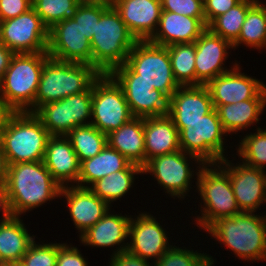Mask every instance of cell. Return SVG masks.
I'll use <instances>...</instances> for the list:
<instances>
[{"instance_id":"cell-1","label":"cell","mask_w":266,"mask_h":266,"mask_svg":"<svg viewBox=\"0 0 266 266\" xmlns=\"http://www.w3.org/2000/svg\"><path fill=\"white\" fill-rule=\"evenodd\" d=\"M61 186L43 161L8 165L6 192L12 216H20L47 201L60 198Z\"/></svg>"},{"instance_id":"cell-2","label":"cell","mask_w":266,"mask_h":266,"mask_svg":"<svg viewBox=\"0 0 266 266\" xmlns=\"http://www.w3.org/2000/svg\"><path fill=\"white\" fill-rule=\"evenodd\" d=\"M206 232L238 258L250 262L266 260L265 215L241 212L215 221Z\"/></svg>"},{"instance_id":"cell-3","label":"cell","mask_w":266,"mask_h":266,"mask_svg":"<svg viewBox=\"0 0 266 266\" xmlns=\"http://www.w3.org/2000/svg\"><path fill=\"white\" fill-rule=\"evenodd\" d=\"M47 52L15 53L0 83V99L14 112L34 113L38 90Z\"/></svg>"},{"instance_id":"cell-4","label":"cell","mask_w":266,"mask_h":266,"mask_svg":"<svg viewBox=\"0 0 266 266\" xmlns=\"http://www.w3.org/2000/svg\"><path fill=\"white\" fill-rule=\"evenodd\" d=\"M137 41L111 5L96 22V29L90 41L92 67L100 74H109L116 67L125 64Z\"/></svg>"},{"instance_id":"cell-5","label":"cell","mask_w":266,"mask_h":266,"mask_svg":"<svg viewBox=\"0 0 266 266\" xmlns=\"http://www.w3.org/2000/svg\"><path fill=\"white\" fill-rule=\"evenodd\" d=\"M100 73L90 64L59 61L49 57L41 72L34 112L42 105L87 91Z\"/></svg>"},{"instance_id":"cell-6","label":"cell","mask_w":266,"mask_h":266,"mask_svg":"<svg viewBox=\"0 0 266 266\" xmlns=\"http://www.w3.org/2000/svg\"><path fill=\"white\" fill-rule=\"evenodd\" d=\"M196 190L204 203L201 216H197V227L207 230L215 221L240 214L229 174L218 164L197 166ZM199 225V226H198Z\"/></svg>"},{"instance_id":"cell-7","label":"cell","mask_w":266,"mask_h":266,"mask_svg":"<svg viewBox=\"0 0 266 266\" xmlns=\"http://www.w3.org/2000/svg\"><path fill=\"white\" fill-rule=\"evenodd\" d=\"M50 137L34 113L14 112L0 135L8 165L43 161Z\"/></svg>"},{"instance_id":"cell-8","label":"cell","mask_w":266,"mask_h":266,"mask_svg":"<svg viewBox=\"0 0 266 266\" xmlns=\"http://www.w3.org/2000/svg\"><path fill=\"white\" fill-rule=\"evenodd\" d=\"M125 64L135 73V81H144L168 98L180 87L174 78L166 46L138 40Z\"/></svg>"},{"instance_id":"cell-9","label":"cell","mask_w":266,"mask_h":266,"mask_svg":"<svg viewBox=\"0 0 266 266\" xmlns=\"http://www.w3.org/2000/svg\"><path fill=\"white\" fill-rule=\"evenodd\" d=\"M174 125L179 131L180 149L185 153L197 156L204 164L219 163L226 158L223 140L227 133L216 109L196 122Z\"/></svg>"},{"instance_id":"cell-10","label":"cell","mask_w":266,"mask_h":266,"mask_svg":"<svg viewBox=\"0 0 266 266\" xmlns=\"http://www.w3.org/2000/svg\"><path fill=\"white\" fill-rule=\"evenodd\" d=\"M91 118V124L105 134L133 118L122 88L109 74H100L92 84Z\"/></svg>"},{"instance_id":"cell-11","label":"cell","mask_w":266,"mask_h":266,"mask_svg":"<svg viewBox=\"0 0 266 266\" xmlns=\"http://www.w3.org/2000/svg\"><path fill=\"white\" fill-rule=\"evenodd\" d=\"M91 109L92 86L87 91L46 103L40 106L34 115L51 136H66L77 126L91 124Z\"/></svg>"},{"instance_id":"cell-12","label":"cell","mask_w":266,"mask_h":266,"mask_svg":"<svg viewBox=\"0 0 266 266\" xmlns=\"http://www.w3.org/2000/svg\"><path fill=\"white\" fill-rule=\"evenodd\" d=\"M189 158V159H188ZM194 160L199 166L204 163L195 155L185 153L182 150L164 154L150 159L143 167L142 173H152L151 176L166 190L172 198H183L189 193L194 175V170L189 167L188 161Z\"/></svg>"},{"instance_id":"cell-13","label":"cell","mask_w":266,"mask_h":266,"mask_svg":"<svg viewBox=\"0 0 266 266\" xmlns=\"http://www.w3.org/2000/svg\"><path fill=\"white\" fill-rule=\"evenodd\" d=\"M109 75L122 88L133 117L168 115L169 98L144 81H135V73L126 64L116 67Z\"/></svg>"},{"instance_id":"cell-14","label":"cell","mask_w":266,"mask_h":266,"mask_svg":"<svg viewBox=\"0 0 266 266\" xmlns=\"http://www.w3.org/2000/svg\"><path fill=\"white\" fill-rule=\"evenodd\" d=\"M48 28L33 8L0 21V42L14 53L47 52Z\"/></svg>"},{"instance_id":"cell-15","label":"cell","mask_w":266,"mask_h":266,"mask_svg":"<svg viewBox=\"0 0 266 266\" xmlns=\"http://www.w3.org/2000/svg\"><path fill=\"white\" fill-rule=\"evenodd\" d=\"M49 57L67 62L86 63L92 66V49L88 38L73 18L54 24L48 30Z\"/></svg>"},{"instance_id":"cell-16","label":"cell","mask_w":266,"mask_h":266,"mask_svg":"<svg viewBox=\"0 0 266 266\" xmlns=\"http://www.w3.org/2000/svg\"><path fill=\"white\" fill-rule=\"evenodd\" d=\"M228 158L218 164L229 174L231 187L242 212H256L266 204V171L244 163H230Z\"/></svg>"},{"instance_id":"cell-17","label":"cell","mask_w":266,"mask_h":266,"mask_svg":"<svg viewBox=\"0 0 266 266\" xmlns=\"http://www.w3.org/2000/svg\"><path fill=\"white\" fill-rule=\"evenodd\" d=\"M128 238L127 250L147 261L153 258L157 262L172 246L162 225L151 214L144 212L135 219L131 217Z\"/></svg>"},{"instance_id":"cell-18","label":"cell","mask_w":266,"mask_h":266,"mask_svg":"<svg viewBox=\"0 0 266 266\" xmlns=\"http://www.w3.org/2000/svg\"><path fill=\"white\" fill-rule=\"evenodd\" d=\"M196 85H206L218 75L231 70L223 67L233 45L222 37L212 33L208 28L195 41ZM228 49V51H227Z\"/></svg>"},{"instance_id":"cell-19","label":"cell","mask_w":266,"mask_h":266,"mask_svg":"<svg viewBox=\"0 0 266 266\" xmlns=\"http://www.w3.org/2000/svg\"><path fill=\"white\" fill-rule=\"evenodd\" d=\"M237 63L222 75L206 84L213 105H227L253 99L266 85L256 78L240 72Z\"/></svg>"},{"instance_id":"cell-20","label":"cell","mask_w":266,"mask_h":266,"mask_svg":"<svg viewBox=\"0 0 266 266\" xmlns=\"http://www.w3.org/2000/svg\"><path fill=\"white\" fill-rule=\"evenodd\" d=\"M111 5L137 40H149L156 32L161 0H112Z\"/></svg>"},{"instance_id":"cell-21","label":"cell","mask_w":266,"mask_h":266,"mask_svg":"<svg viewBox=\"0 0 266 266\" xmlns=\"http://www.w3.org/2000/svg\"><path fill=\"white\" fill-rule=\"evenodd\" d=\"M65 196L67 207L75 228L81 236L95 225L110 208V206L89 188L69 185L61 187L60 197Z\"/></svg>"},{"instance_id":"cell-22","label":"cell","mask_w":266,"mask_h":266,"mask_svg":"<svg viewBox=\"0 0 266 266\" xmlns=\"http://www.w3.org/2000/svg\"><path fill=\"white\" fill-rule=\"evenodd\" d=\"M214 109L206 85L180 86L169 98L168 116L174 123H192Z\"/></svg>"},{"instance_id":"cell-23","label":"cell","mask_w":266,"mask_h":266,"mask_svg":"<svg viewBox=\"0 0 266 266\" xmlns=\"http://www.w3.org/2000/svg\"><path fill=\"white\" fill-rule=\"evenodd\" d=\"M207 29L205 18H192L175 12L162 11L158 28L149 39L160 46L195 42Z\"/></svg>"},{"instance_id":"cell-24","label":"cell","mask_w":266,"mask_h":266,"mask_svg":"<svg viewBox=\"0 0 266 266\" xmlns=\"http://www.w3.org/2000/svg\"><path fill=\"white\" fill-rule=\"evenodd\" d=\"M43 162L53 179L61 187L77 185L80 162L66 136H51L49 138Z\"/></svg>"},{"instance_id":"cell-25","label":"cell","mask_w":266,"mask_h":266,"mask_svg":"<svg viewBox=\"0 0 266 266\" xmlns=\"http://www.w3.org/2000/svg\"><path fill=\"white\" fill-rule=\"evenodd\" d=\"M131 216L107 213L92 227L85 231L79 238L82 244L92 247H114L120 245L112 252V256L127 250L125 243L129 236ZM126 239V240H125Z\"/></svg>"},{"instance_id":"cell-26","label":"cell","mask_w":266,"mask_h":266,"mask_svg":"<svg viewBox=\"0 0 266 266\" xmlns=\"http://www.w3.org/2000/svg\"><path fill=\"white\" fill-rule=\"evenodd\" d=\"M145 164L157 156L180 149L179 131L168 116L144 118Z\"/></svg>"},{"instance_id":"cell-27","label":"cell","mask_w":266,"mask_h":266,"mask_svg":"<svg viewBox=\"0 0 266 266\" xmlns=\"http://www.w3.org/2000/svg\"><path fill=\"white\" fill-rule=\"evenodd\" d=\"M266 106V86L253 98L227 105H214L222 127L227 134L238 133L241 130L258 123Z\"/></svg>"},{"instance_id":"cell-28","label":"cell","mask_w":266,"mask_h":266,"mask_svg":"<svg viewBox=\"0 0 266 266\" xmlns=\"http://www.w3.org/2000/svg\"><path fill=\"white\" fill-rule=\"evenodd\" d=\"M107 145L119 151L131 163L145 165L144 118L133 117L107 134Z\"/></svg>"},{"instance_id":"cell-29","label":"cell","mask_w":266,"mask_h":266,"mask_svg":"<svg viewBox=\"0 0 266 266\" xmlns=\"http://www.w3.org/2000/svg\"><path fill=\"white\" fill-rule=\"evenodd\" d=\"M34 240L20 216L0 220V266L21 261Z\"/></svg>"},{"instance_id":"cell-30","label":"cell","mask_w":266,"mask_h":266,"mask_svg":"<svg viewBox=\"0 0 266 266\" xmlns=\"http://www.w3.org/2000/svg\"><path fill=\"white\" fill-rule=\"evenodd\" d=\"M130 163L119 151L106 145L94 157L80 162L79 179L76 186L89 188L97 180L113 172L124 170Z\"/></svg>"},{"instance_id":"cell-31","label":"cell","mask_w":266,"mask_h":266,"mask_svg":"<svg viewBox=\"0 0 266 266\" xmlns=\"http://www.w3.org/2000/svg\"><path fill=\"white\" fill-rule=\"evenodd\" d=\"M137 174H143L142 167L130 163L124 170L113 172L97 180L89 189L110 206L111 202L125 196L134 184V177Z\"/></svg>"},{"instance_id":"cell-32","label":"cell","mask_w":266,"mask_h":266,"mask_svg":"<svg viewBox=\"0 0 266 266\" xmlns=\"http://www.w3.org/2000/svg\"><path fill=\"white\" fill-rule=\"evenodd\" d=\"M255 3L247 12L238 39L232 44L235 50L239 45L256 49L266 48V6Z\"/></svg>"},{"instance_id":"cell-33","label":"cell","mask_w":266,"mask_h":266,"mask_svg":"<svg viewBox=\"0 0 266 266\" xmlns=\"http://www.w3.org/2000/svg\"><path fill=\"white\" fill-rule=\"evenodd\" d=\"M66 137L70 140L79 162L94 157L107 145V134L92 124L77 126Z\"/></svg>"},{"instance_id":"cell-34","label":"cell","mask_w":266,"mask_h":266,"mask_svg":"<svg viewBox=\"0 0 266 266\" xmlns=\"http://www.w3.org/2000/svg\"><path fill=\"white\" fill-rule=\"evenodd\" d=\"M175 80L180 86L196 85L195 42L167 46Z\"/></svg>"},{"instance_id":"cell-35","label":"cell","mask_w":266,"mask_h":266,"mask_svg":"<svg viewBox=\"0 0 266 266\" xmlns=\"http://www.w3.org/2000/svg\"><path fill=\"white\" fill-rule=\"evenodd\" d=\"M255 3L250 0H241L226 13L216 17L207 28L233 44L238 39L248 10Z\"/></svg>"},{"instance_id":"cell-36","label":"cell","mask_w":266,"mask_h":266,"mask_svg":"<svg viewBox=\"0 0 266 266\" xmlns=\"http://www.w3.org/2000/svg\"><path fill=\"white\" fill-rule=\"evenodd\" d=\"M79 6L76 0H32V8L48 29L60 21L73 18Z\"/></svg>"},{"instance_id":"cell-37","label":"cell","mask_w":266,"mask_h":266,"mask_svg":"<svg viewBox=\"0 0 266 266\" xmlns=\"http://www.w3.org/2000/svg\"><path fill=\"white\" fill-rule=\"evenodd\" d=\"M240 161L247 166L265 169L266 166V128L243 137L237 149Z\"/></svg>"},{"instance_id":"cell-38","label":"cell","mask_w":266,"mask_h":266,"mask_svg":"<svg viewBox=\"0 0 266 266\" xmlns=\"http://www.w3.org/2000/svg\"><path fill=\"white\" fill-rule=\"evenodd\" d=\"M153 266H214V259L206 253H199L179 246H171Z\"/></svg>"},{"instance_id":"cell-39","label":"cell","mask_w":266,"mask_h":266,"mask_svg":"<svg viewBox=\"0 0 266 266\" xmlns=\"http://www.w3.org/2000/svg\"><path fill=\"white\" fill-rule=\"evenodd\" d=\"M58 243L36 244L34 240L22 257L26 266H56Z\"/></svg>"},{"instance_id":"cell-40","label":"cell","mask_w":266,"mask_h":266,"mask_svg":"<svg viewBox=\"0 0 266 266\" xmlns=\"http://www.w3.org/2000/svg\"><path fill=\"white\" fill-rule=\"evenodd\" d=\"M108 4H80L73 19L79 23L83 34L90 41L96 29V22L101 15L110 7Z\"/></svg>"},{"instance_id":"cell-41","label":"cell","mask_w":266,"mask_h":266,"mask_svg":"<svg viewBox=\"0 0 266 266\" xmlns=\"http://www.w3.org/2000/svg\"><path fill=\"white\" fill-rule=\"evenodd\" d=\"M162 11L175 12L192 18H205L202 0H161Z\"/></svg>"},{"instance_id":"cell-42","label":"cell","mask_w":266,"mask_h":266,"mask_svg":"<svg viewBox=\"0 0 266 266\" xmlns=\"http://www.w3.org/2000/svg\"><path fill=\"white\" fill-rule=\"evenodd\" d=\"M56 266H88V262L77 247L67 243L58 244Z\"/></svg>"},{"instance_id":"cell-43","label":"cell","mask_w":266,"mask_h":266,"mask_svg":"<svg viewBox=\"0 0 266 266\" xmlns=\"http://www.w3.org/2000/svg\"><path fill=\"white\" fill-rule=\"evenodd\" d=\"M32 8V0H0V21L15 18Z\"/></svg>"},{"instance_id":"cell-44","label":"cell","mask_w":266,"mask_h":266,"mask_svg":"<svg viewBox=\"0 0 266 266\" xmlns=\"http://www.w3.org/2000/svg\"><path fill=\"white\" fill-rule=\"evenodd\" d=\"M241 0H204V14L208 26L216 17L226 13Z\"/></svg>"},{"instance_id":"cell-45","label":"cell","mask_w":266,"mask_h":266,"mask_svg":"<svg viewBox=\"0 0 266 266\" xmlns=\"http://www.w3.org/2000/svg\"><path fill=\"white\" fill-rule=\"evenodd\" d=\"M109 266H153L149 261L140 258L138 255L128 250L122 251L120 254L111 256ZM151 264V265H150Z\"/></svg>"},{"instance_id":"cell-46","label":"cell","mask_w":266,"mask_h":266,"mask_svg":"<svg viewBox=\"0 0 266 266\" xmlns=\"http://www.w3.org/2000/svg\"><path fill=\"white\" fill-rule=\"evenodd\" d=\"M14 52L7 48L0 42V83L3 79V75L10 65L11 59L14 56Z\"/></svg>"},{"instance_id":"cell-47","label":"cell","mask_w":266,"mask_h":266,"mask_svg":"<svg viewBox=\"0 0 266 266\" xmlns=\"http://www.w3.org/2000/svg\"><path fill=\"white\" fill-rule=\"evenodd\" d=\"M0 211H2L1 221L8 219L11 216V212L7 200L6 185L0 186Z\"/></svg>"},{"instance_id":"cell-48","label":"cell","mask_w":266,"mask_h":266,"mask_svg":"<svg viewBox=\"0 0 266 266\" xmlns=\"http://www.w3.org/2000/svg\"><path fill=\"white\" fill-rule=\"evenodd\" d=\"M7 173H8V163L0 141V186L6 185Z\"/></svg>"},{"instance_id":"cell-49","label":"cell","mask_w":266,"mask_h":266,"mask_svg":"<svg viewBox=\"0 0 266 266\" xmlns=\"http://www.w3.org/2000/svg\"><path fill=\"white\" fill-rule=\"evenodd\" d=\"M14 111L0 99V135L3 132L6 122Z\"/></svg>"},{"instance_id":"cell-50","label":"cell","mask_w":266,"mask_h":266,"mask_svg":"<svg viewBox=\"0 0 266 266\" xmlns=\"http://www.w3.org/2000/svg\"><path fill=\"white\" fill-rule=\"evenodd\" d=\"M80 4H112V0H76Z\"/></svg>"},{"instance_id":"cell-51","label":"cell","mask_w":266,"mask_h":266,"mask_svg":"<svg viewBox=\"0 0 266 266\" xmlns=\"http://www.w3.org/2000/svg\"><path fill=\"white\" fill-rule=\"evenodd\" d=\"M5 266H26L22 261L7 264Z\"/></svg>"},{"instance_id":"cell-52","label":"cell","mask_w":266,"mask_h":266,"mask_svg":"<svg viewBox=\"0 0 266 266\" xmlns=\"http://www.w3.org/2000/svg\"><path fill=\"white\" fill-rule=\"evenodd\" d=\"M250 1H253V2H256V3H257V2H261V1H259V0H250Z\"/></svg>"}]
</instances>
